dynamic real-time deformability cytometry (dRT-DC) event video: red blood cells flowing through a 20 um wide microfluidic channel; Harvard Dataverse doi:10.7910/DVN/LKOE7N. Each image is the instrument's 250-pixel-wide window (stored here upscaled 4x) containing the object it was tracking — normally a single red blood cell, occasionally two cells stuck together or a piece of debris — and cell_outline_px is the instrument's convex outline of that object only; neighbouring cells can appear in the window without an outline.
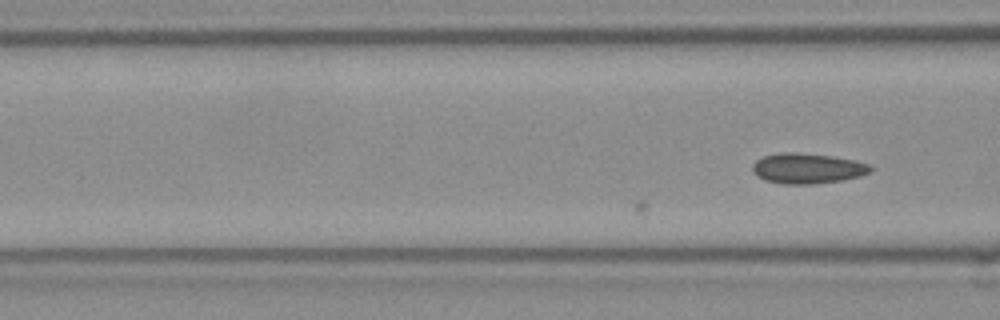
{"species": "Egyptian fruit bat (a non-hibernating species)", "species_latin": "Rousettus aegyptiacus", "temperature_condition": "room temperature", "stored_images_in_passage": 17, "camera_frame_rate_fps": 3000, "um_per_image_px": 0.085, "frame": {"image": 1, "passage_image": 17, "time_ms": 5.333, "image_size_px": [1000, 320], "cell_outline_px": [[872, 172], [860, 176], [840, 180], [812, 184], [780, 184], [764, 180], [756, 176], [752, 172], [752, 164], [756, 160], [764, 156], [784, 152], [796, 152], [832, 156], [852, 160], [868, 164], [872, 168]], "centroid_in_image_um": [68.58, 14.32], "position_along_channel_um": 98.0, "area_um2": 20.87}}